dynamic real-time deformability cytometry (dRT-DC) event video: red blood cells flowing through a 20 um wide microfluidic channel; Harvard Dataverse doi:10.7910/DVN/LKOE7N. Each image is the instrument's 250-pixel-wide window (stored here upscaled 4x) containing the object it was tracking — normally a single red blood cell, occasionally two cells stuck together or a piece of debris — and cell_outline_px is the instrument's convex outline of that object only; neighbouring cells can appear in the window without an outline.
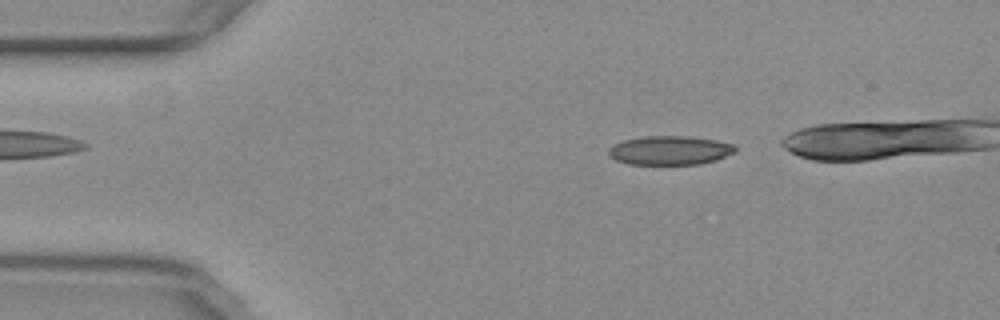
{"species": "common noctule bat (a hibernating species)", "species_latin": "Nyctalus noctula", "temperature_condition": "warm", "stored_images_in_passage": 8, "camera_frame_rate_fps": 3000, "um_per_image_px": 0.085, "animal": {"sex": "female", "body_mass_g": 29.2, "forearm_length_mm": 56.3}, "frame": {"image": 1, "passage_image": 4, "time_ms": 1.0, "image_size_px": [1000, 320], "cell_outline_px": [[736, 152], [716, 160], [700, 164], [628, 164], [616, 160], [608, 156], [608, 148], [624, 140], [644, 136], [688, 136], [716, 140], [736, 144]], "centroid_in_image_um": [56.96, 12.78], "position_along_channel_um": 28.0, "area_um2": 21.5}}